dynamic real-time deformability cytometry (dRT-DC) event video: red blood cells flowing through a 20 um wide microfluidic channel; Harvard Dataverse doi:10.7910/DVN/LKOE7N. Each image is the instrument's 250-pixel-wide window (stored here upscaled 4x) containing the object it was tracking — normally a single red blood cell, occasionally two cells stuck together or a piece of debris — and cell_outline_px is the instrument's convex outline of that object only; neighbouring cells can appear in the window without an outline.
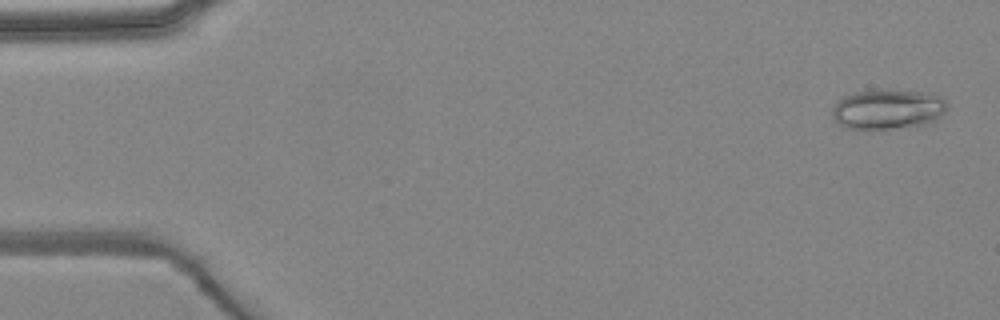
{"species": "common noctule bat (a hibernating species)", "species_latin": "Nyctalus noctula", "temperature_condition": "warm", "stored_images_in_passage": 4, "camera_frame_rate_fps": 3000, "um_per_image_px": 0.085, "animal": {"sex": "female", "body_mass_g": 24.6, "forearm_length_mm": 56.2}, "frame": {"image": 1, "passage_image": 1, "time_ms": 0.0, "image_size_px": [1000, 320], "cell_outline_px": [[948, 108], [936, 120], [924, 124], [892, 128], [848, 128], [840, 124], [836, 120], [832, 112], [832, 108], [844, 96], [856, 92], [920, 92], [940, 96], [948, 104]], "centroid_in_image_um": [75.5, 9.31], "position_along_channel_um": 9.5, "area_um2": 25.55}}